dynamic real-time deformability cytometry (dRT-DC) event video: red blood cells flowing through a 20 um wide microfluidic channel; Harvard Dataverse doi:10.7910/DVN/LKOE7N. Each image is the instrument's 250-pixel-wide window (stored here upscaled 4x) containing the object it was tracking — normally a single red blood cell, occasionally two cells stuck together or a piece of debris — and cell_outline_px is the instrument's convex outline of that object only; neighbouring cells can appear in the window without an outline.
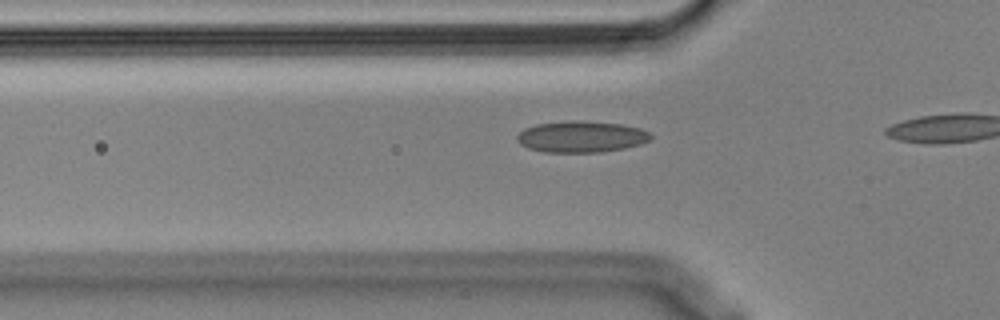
{"species": "Egyptian fruit bat (a non-hibernating species)", "species_latin": "Rousettus aegyptiacus", "temperature_condition": "cold", "stored_images_in_passage": 12, "camera_frame_rate_fps": 3000, "um_per_image_px": 0.085, "animal": {"sex": "male"}, "frame": {"image": 1, "passage_image": 7, "time_ms": 2.0, "image_size_px": [1000, 320], "cell_outline_px": [[652, 140], [640, 144], [624, 148], [600, 152], [544, 152], [528, 148], [520, 144], [516, 140], [516, 136], [524, 128], [536, 124], [572, 120], [580, 120], [620, 124], [640, 128], [648, 132], [652, 136]], "centroid_in_image_um": [49.39, 11.62], "position_along_channel_um": 76.4, "area_um2": 24.51}}